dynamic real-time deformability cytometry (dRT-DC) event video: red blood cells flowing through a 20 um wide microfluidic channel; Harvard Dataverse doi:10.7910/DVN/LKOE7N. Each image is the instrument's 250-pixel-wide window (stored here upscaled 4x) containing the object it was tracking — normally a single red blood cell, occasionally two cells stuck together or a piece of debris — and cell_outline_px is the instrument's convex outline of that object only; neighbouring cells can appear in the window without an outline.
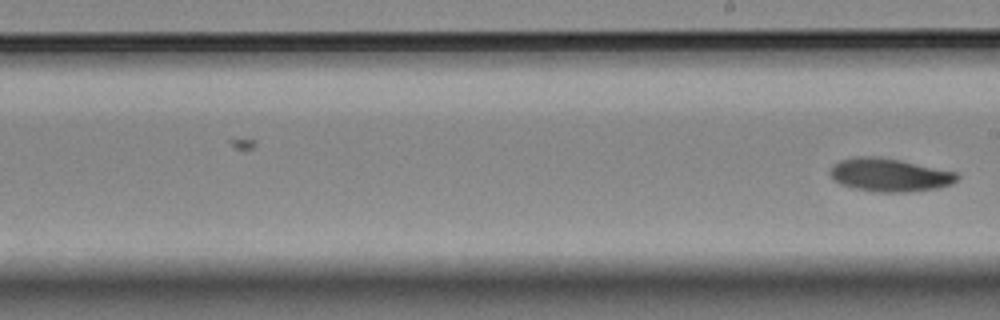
{"species": "Egyptian fruit bat (a non-hibernating species)", "species_latin": "Rousettus aegyptiacus", "temperature_condition": "room temperature", "stored_images_in_passage": 23, "segment_of_instrument_passage": [2, 2], "camera_frame_rate_fps": 3000, "um_per_image_px": 0.085, "animal": {"sex": "female"}, "frame": {"image": 1, "passage_image": 23, "time_ms": 7.333, "image_size_px": [1000, 320], "cell_outline_px": [[960, 176], [952, 184], [940, 188], [908, 192], [880, 192], [852, 188], [840, 184], [832, 180], [828, 172], [828, 168], [832, 164], [840, 160], [856, 156], [876, 156], [900, 160], [956, 172]], "centroid_in_image_um": [75.55, 14.87], "position_along_channel_um": 213.4, "area_um2": 24.91}}